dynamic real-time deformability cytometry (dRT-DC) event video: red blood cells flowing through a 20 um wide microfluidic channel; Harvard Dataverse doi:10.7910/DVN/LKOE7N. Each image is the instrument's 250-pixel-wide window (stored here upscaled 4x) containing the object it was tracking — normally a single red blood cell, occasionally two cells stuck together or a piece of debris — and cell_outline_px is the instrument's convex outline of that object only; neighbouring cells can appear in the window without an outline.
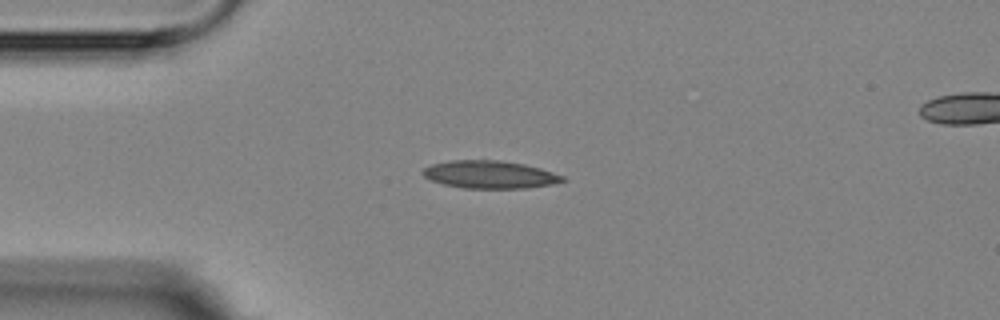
{"species": "Egyptian fruit bat (a non-hibernating species)", "species_latin": "Rousettus aegyptiacus", "temperature_condition": "room temperature", "stored_images_in_passage": 5, "camera_frame_rate_fps": 3000, "um_per_image_px": 0.085, "animal": {"sex": "female"}, "frame": {"image": 1, "passage_image": 3, "time_ms": 2.333, "image_size_px": [1000, 320], "cell_outline_px": [[564, 180], [552, 184], [528, 188], [464, 188], [444, 184], [432, 180], [424, 176], [420, 172], [424, 168], [432, 164], [448, 160], [500, 160], [524, 164], [540, 168], [564, 176]], "centroid_in_image_um": [41.61, 14.83], "position_along_channel_um": 43.4, "area_um2": 22.48}}
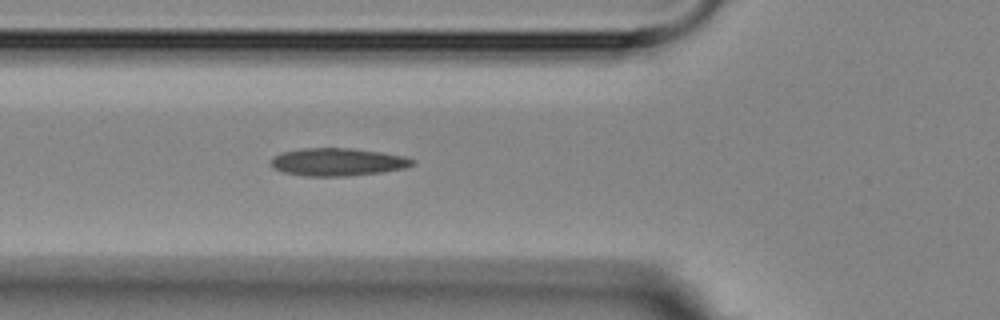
{"frame": {"image": 2, "passage_image": 5, "time_ms": 4.333, "image_size_px": [1000, 320], "cell_outline_px": [[416, 160], [412, 164], [404, 168], [380, 172], [348, 176], [304, 176], [284, 172], [272, 168], [272, 160], [276, 156], [284, 152], [304, 148], [352, 148], [380, 152], [404, 156]], "centroid_in_image_um": [28.71, 13.77], "position_along_channel_um": 97.1, "area_um2": 22.6}}